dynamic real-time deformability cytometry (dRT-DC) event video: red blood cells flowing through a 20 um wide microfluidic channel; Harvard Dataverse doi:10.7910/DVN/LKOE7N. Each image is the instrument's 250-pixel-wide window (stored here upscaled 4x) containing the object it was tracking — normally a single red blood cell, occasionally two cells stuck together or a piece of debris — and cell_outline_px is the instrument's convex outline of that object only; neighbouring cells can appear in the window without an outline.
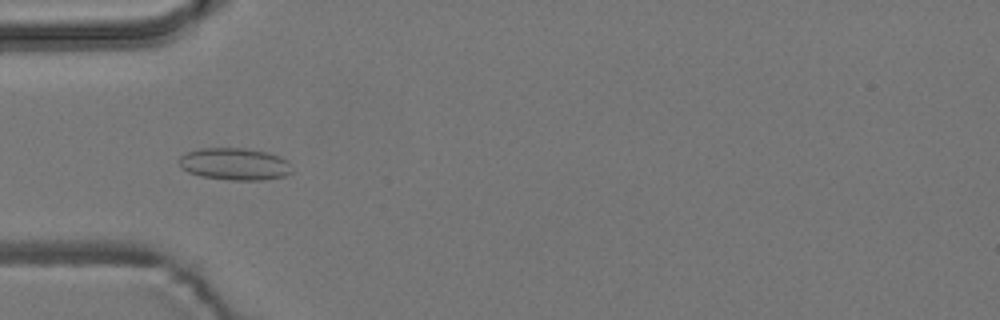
{"species": "common noctule bat (a hibernating species)", "species_latin": "Nyctalus noctula", "temperature_condition": "room temperature", "stored_images_in_passage": 7, "camera_frame_rate_fps": 3000, "um_per_image_px": 0.085, "animal": {"sex": "male", "body_mass_g": 19.2, "forearm_length_mm": 51.8}, "frame": {"image": 1, "passage_image": 3, "time_ms": 0.667, "image_size_px": [1000, 320], "cell_outline_px": [[292, 172], [284, 176], [260, 180], [232, 180], [200, 176], [188, 172], [180, 164], [180, 156], [188, 152], [200, 148], [244, 148], [264, 152], [280, 156], [288, 160]], "centroid_in_image_um": [19.96, 13.94], "position_along_channel_um": 65.0, "area_um2": 20.92}}
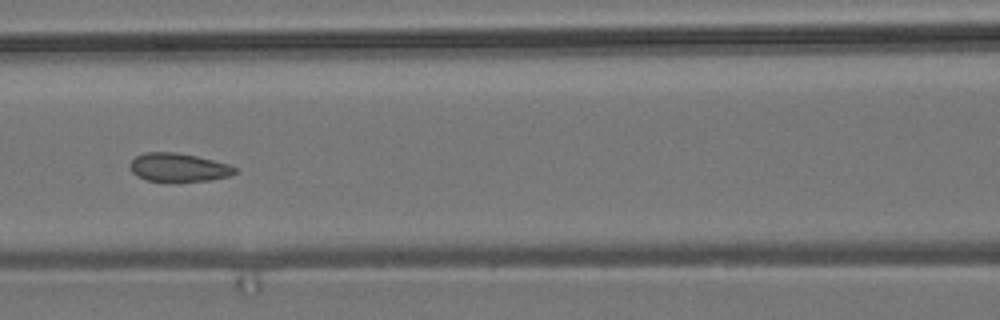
{"frame": {"image": 2, "passage_image": 5, "time_ms": 1.333, "image_size_px": [1000, 320], "cell_outline_px": [[236, 172], [228, 176], [208, 180], [176, 184], [148, 180], [136, 176], [132, 172], [128, 164], [136, 156], [144, 152], [176, 152], [196, 156], [232, 164], [236, 168]], "centroid_in_image_um": [15.16, 14.26], "position_along_channel_um": 151.4, "area_um2": 18.03}}
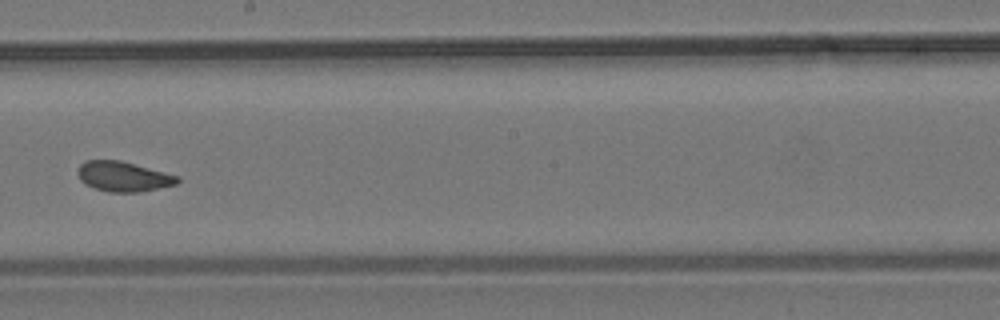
{"frame": {"image": 3, "passage_image": 7, "time_ms": 2.0, "image_size_px": [1000, 320], "cell_outline_px": [[180, 180], [176, 184], [140, 192], [108, 192], [96, 188], [80, 180], [76, 172], [80, 164], [88, 160], [120, 160], [180, 176]], "centroid_in_image_um": [10.49, 15.0], "position_along_channel_um": 237.7, "area_um2": 17.34}}